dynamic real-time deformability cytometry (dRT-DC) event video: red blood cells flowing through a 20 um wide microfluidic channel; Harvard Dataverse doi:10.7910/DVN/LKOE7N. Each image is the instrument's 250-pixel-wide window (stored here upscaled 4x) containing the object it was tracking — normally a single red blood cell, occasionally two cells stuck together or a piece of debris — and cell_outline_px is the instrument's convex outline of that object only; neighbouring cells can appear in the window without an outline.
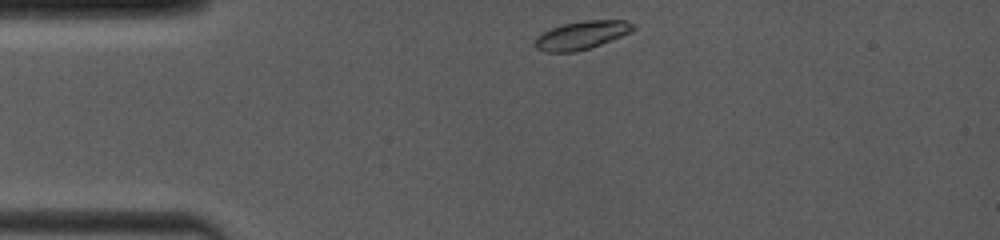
{"species": "common noctule bat (a hibernating species)", "species_latin": "Nyctalus noctula", "temperature_condition": "room temperature", "stored_images_in_passage": 50, "camera_frame_rate_fps": 4000, "um_per_image_px": 0.085, "animal": {"sex": "female", "body_mass_g": 19.0, "forearm_length_mm": 53.3}, "frame": {"image": 1, "passage_image": 1, "time_ms": 0.0, "image_size_px": [1000, 240], "cell_outline_px": [[636, 28], [632, 32], [600, 44], [576, 52], [544, 52], [536, 48], [536, 36], [552, 28], [564, 24], [584, 20], [624, 20], [636, 24]], "centroid_in_image_um": [49.48, 2.98], "position_along_channel_um": 35.5, "area_um2": 16.07}}
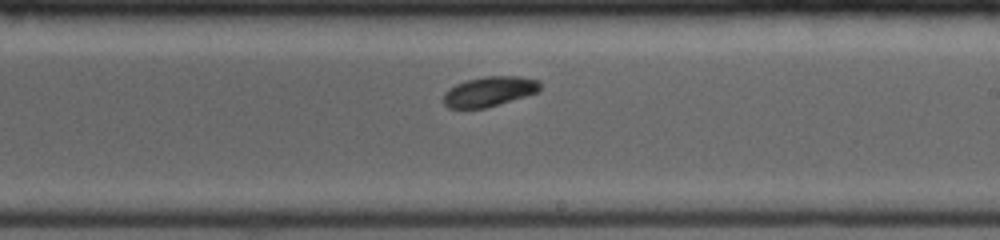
{"frame": {"image": 2, "passage_image": 28, "time_ms": 6.25, "image_size_px": [1000, 240], "cell_outline_px": [[540, 88], [536, 92], [524, 96], [484, 108], [448, 108], [444, 104], [444, 92], [456, 84], [468, 80], [484, 76], [520, 76], [540, 80]], "centroid_in_image_um": [41.58, 7.76], "position_along_channel_um": 247.4, "area_um2": 16.59}}
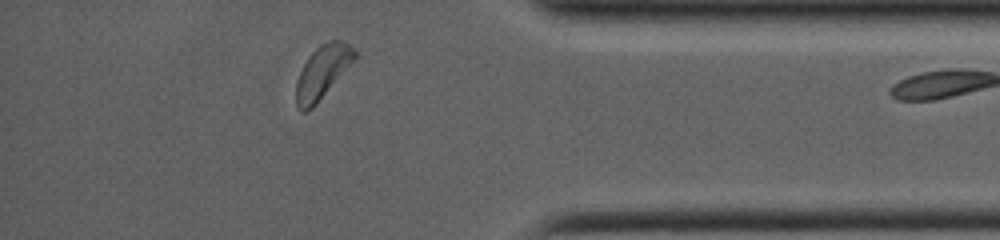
{"frame": {"image": 3, "passage_image": 47, "time_ms": 10.5, "image_size_px": [1000, 240], "cell_outline_px": [[356, 56], [316, 104], [312, 108], [304, 112], [300, 112], [296, 104], [296, 84], [300, 72], [308, 56], [320, 44], [332, 40], [340, 40], [348, 44], [356, 52]], "centroid_in_image_um": [27.36, 6.13], "position_along_channel_um": 407.8, "area_um2": 17.46}}